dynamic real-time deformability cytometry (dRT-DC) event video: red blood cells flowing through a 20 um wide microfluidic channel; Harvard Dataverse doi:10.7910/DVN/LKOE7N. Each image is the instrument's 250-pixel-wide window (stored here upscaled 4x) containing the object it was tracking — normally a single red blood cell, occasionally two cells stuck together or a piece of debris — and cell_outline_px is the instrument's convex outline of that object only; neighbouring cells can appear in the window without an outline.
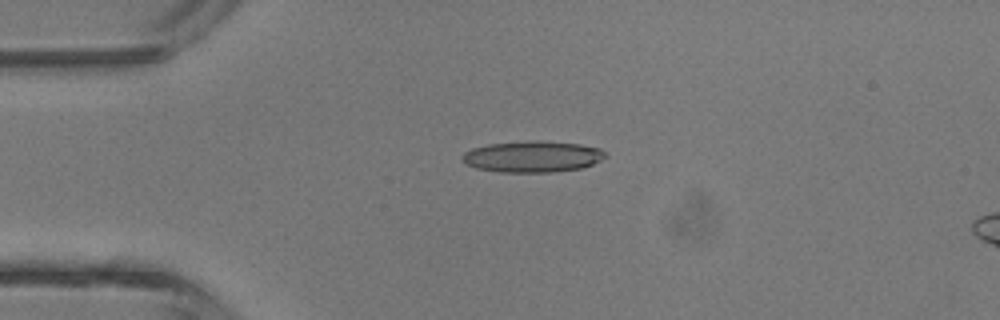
{"species": "common noctule bat (a hibernating species)", "species_latin": "Nyctalus noctula", "temperature_condition": "room temperature", "stored_images_in_passage": 2, "camera_frame_rate_fps": 3000, "um_per_image_px": 0.085, "animal": {"sex": "male", "body_mass_g": 13.3}, "frame": {"image": 1, "passage_image": 1, "time_ms": 0.0, "image_size_px": [1000, 320], "cell_outline_px": [[608, 156], [592, 164], [580, 168], [552, 172], [500, 172], [476, 168], [464, 164], [460, 160], [460, 156], [464, 152], [472, 148], [488, 144], [536, 140], [580, 144], [600, 148]], "centroid_in_image_um": [45.21, 13.31], "position_along_channel_um": 39.8, "area_um2": 26.18}}